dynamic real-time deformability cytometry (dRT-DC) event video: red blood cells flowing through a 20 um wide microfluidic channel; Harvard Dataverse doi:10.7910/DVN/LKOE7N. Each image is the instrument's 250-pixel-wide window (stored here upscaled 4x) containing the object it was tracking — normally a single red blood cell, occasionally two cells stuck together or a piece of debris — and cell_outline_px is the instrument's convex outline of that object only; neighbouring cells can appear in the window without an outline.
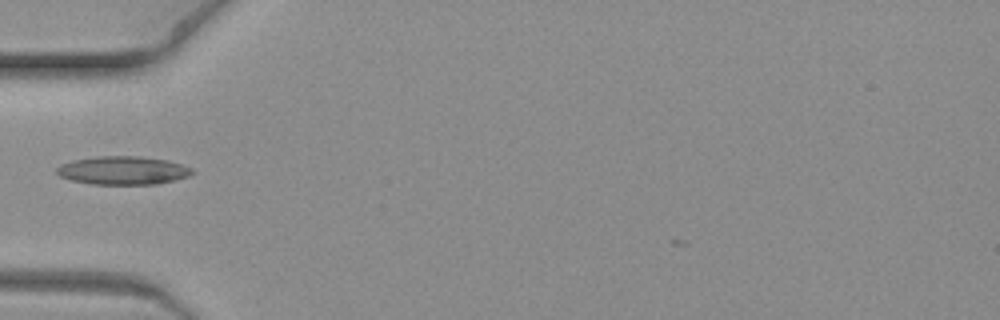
{"species": "common noctule bat (a hibernating species)", "species_latin": "Nyctalus noctula", "temperature_condition": "warm", "stored_images_in_passage": 4, "camera_frame_rate_fps": 3000, "um_per_image_px": 0.085, "animal": {"sex": "female", "body_mass_g": 19.3, "forearm_length_mm": 54.1}, "frame": {"image": 1, "passage_image": 1, "time_ms": 0.0, "image_size_px": [1000, 320], "cell_outline_px": [[196, 172], [188, 176], [156, 184], [92, 184], [72, 180], [60, 176], [56, 172], [56, 168], [60, 164], [72, 160], [96, 156], [140, 156], [168, 160], [192, 168]], "centroid_in_image_um": [10.44, 14.47], "position_along_channel_um": 74.6, "area_um2": 22.37}}
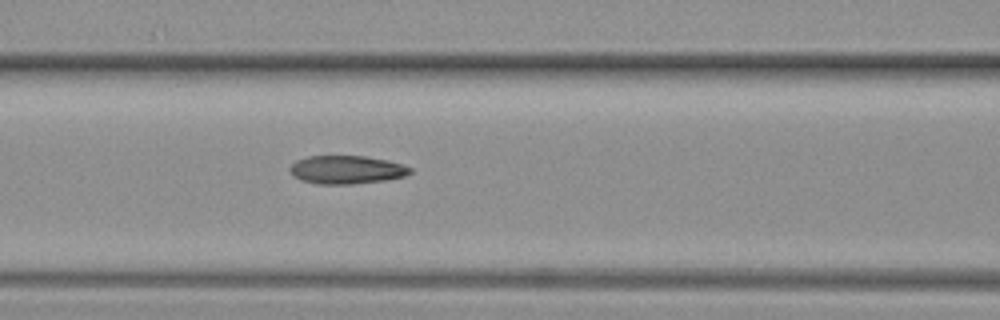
{"frame": {"image": 2, "passage_image": 3, "time_ms": 0.667, "image_size_px": [1000, 320], "cell_outline_px": [[412, 172], [404, 176], [384, 180], [352, 184], [316, 184], [300, 180], [292, 176], [288, 168], [296, 160], [308, 156], [364, 156], [388, 160], [412, 168]], "centroid_in_image_um": [29.41, 14.43], "position_along_channel_um": 137.2, "area_um2": 19.88}}